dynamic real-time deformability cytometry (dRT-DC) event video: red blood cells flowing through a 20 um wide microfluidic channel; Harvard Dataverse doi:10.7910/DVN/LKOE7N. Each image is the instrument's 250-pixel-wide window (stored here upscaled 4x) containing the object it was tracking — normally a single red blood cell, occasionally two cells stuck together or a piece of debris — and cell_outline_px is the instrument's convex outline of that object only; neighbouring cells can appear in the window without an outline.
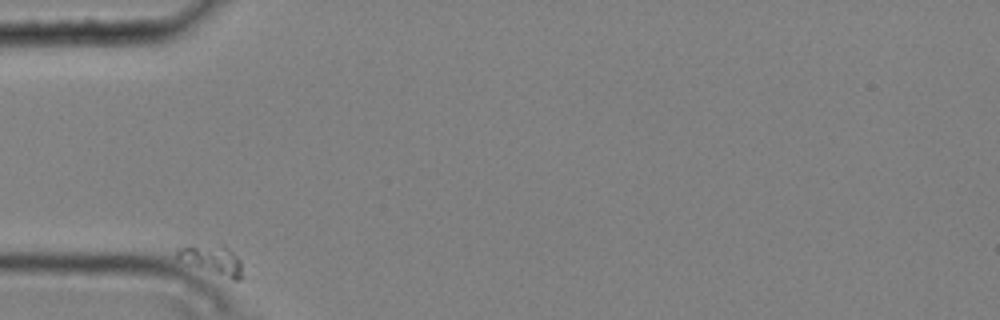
{"species": "common noctule bat (a hibernating species)", "species_latin": "Nyctalus noctula", "temperature_condition": "cold", "stored_images_in_passage": 3, "camera_frame_rate_fps": 3000, "um_per_image_px": 0.085, "animal": {"sex": "male", "body_mass_g": 20.4}, "frame": {"image": 1, "passage_image": 1, "time_ms": 0.0, "image_size_px": [1000, 320], "cell_outline_px": [[244, 276], [240, 280], [232, 280], [176, 260], [176, 248], [220, 244], [224, 244], [240, 260]], "centroid_in_image_um": [18.05, 22.12], "position_along_channel_um": 66.9, "area_um2": 11.33}}